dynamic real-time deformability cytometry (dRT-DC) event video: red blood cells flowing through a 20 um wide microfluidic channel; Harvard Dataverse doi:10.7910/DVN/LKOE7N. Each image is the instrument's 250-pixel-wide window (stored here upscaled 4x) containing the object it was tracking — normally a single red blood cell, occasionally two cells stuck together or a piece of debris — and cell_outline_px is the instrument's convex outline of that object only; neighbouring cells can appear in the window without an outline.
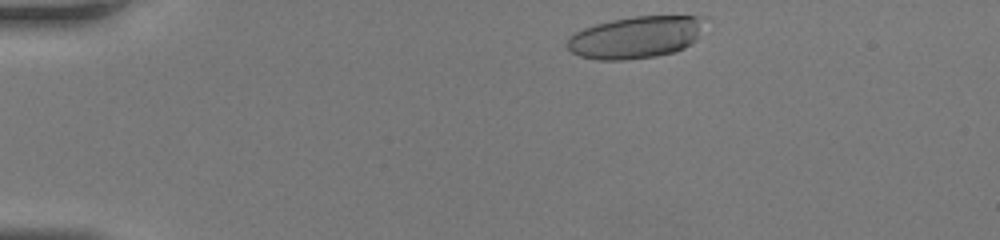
{"species": "human", "species_latin": "Homo sapiens", "temperature_condition": "room temperature", "stored_images_in_passage": 37, "camera_frame_rate_fps": 3000, "um_per_image_px": 0.085, "donor": {"sex": "female"}, "frame": {"image": 1, "passage_image": 1, "time_ms": 0.0, "image_size_px": [1000, 240], "cell_outline_px": [[700, 20], [696, 40], [684, 48], [676, 52], [656, 56], [624, 60], [596, 60], [580, 56], [572, 52], [564, 44], [576, 32], [584, 28], [596, 24], [612, 20], [632, 16], [700, 16]], "centroid_in_image_um": [53.96, 3.19], "position_along_channel_um": 31.0, "area_um2": 33.23}}
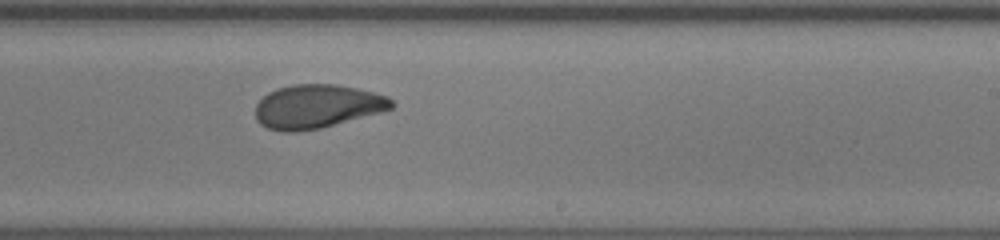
{"frame": {"image": 2, "passage_image": 21, "time_ms": 6.667, "image_size_px": [1000, 240], "cell_outline_px": [[396, 104], [392, 108], [384, 112], [320, 128], [296, 132], [280, 132], [268, 128], [260, 124], [256, 120], [256, 104], [268, 92], [276, 88], [292, 84], [336, 84], [356, 88], [388, 96]], "centroid_in_image_um": [26.96, 9.05], "position_along_channel_um": 262.0, "area_um2": 34.97}}
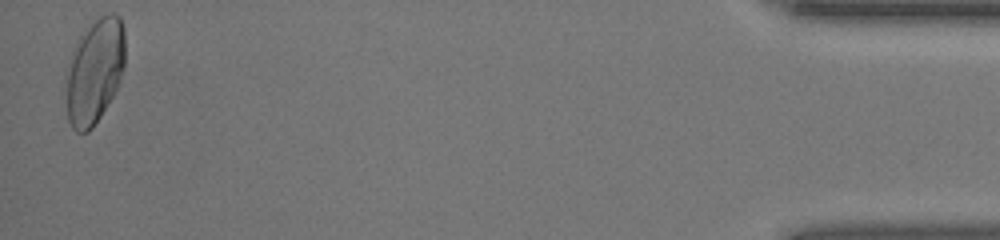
{"frame": {"image": 3, "passage_image": 37, "time_ms": 12.0, "image_size_px": [1000, 240], "cell_outline_px": [[124, 68], [120, 80], [112, 96], [100, 116], [92, 128], [88, 132], [76, 132], [72, 128], [68, 120], [64, 88], [64, 72], [68, 60], [76, 40], [100, 16], [108, 12], [112, 12], [120, 16], [124, 28]], "centroid_in_image_um": [7.99, 6.05], "position_along_channel_um": 427.2, "area_um2": 36.76}}